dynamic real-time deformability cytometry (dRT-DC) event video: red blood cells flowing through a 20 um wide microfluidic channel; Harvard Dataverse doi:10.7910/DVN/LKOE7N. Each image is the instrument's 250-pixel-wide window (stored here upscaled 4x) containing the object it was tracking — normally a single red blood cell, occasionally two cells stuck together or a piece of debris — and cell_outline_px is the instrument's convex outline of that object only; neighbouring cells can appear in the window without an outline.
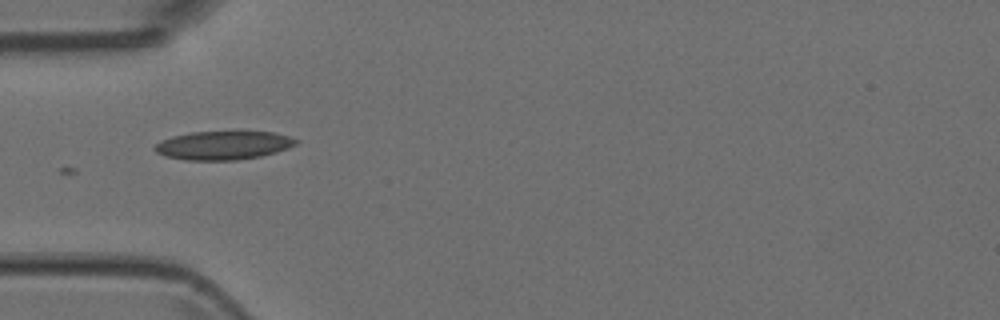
{"species": "Egyptian fruit bat (a non-hibernating species)", "species_latin": "Rousettus aegyptiacus", "temperature_condition": "room temperature", "stored_images_in_passage": 7, "camera_frame_rate_fps": 3000, "um_per_image_px": 0.085, "animal": {"sex": "female"}, "frame": {"image": 1, "passage_image": 4, "time_ms": 1.0, "image_size_px": [1000, 320], "cell_outline_px": [[300, 140], [296, 144], [288, 148], [276, 152], [260, 156], [236, 160], [184, 160], [164, 156], [156, 152], [152, 148], [160, 140], [172, 136], [192, 132], [276, 132]], "centroid_in_image_um": [18.96, 12.35], "position_along_channel_um": 66.0, "area_um2": 23.58}}
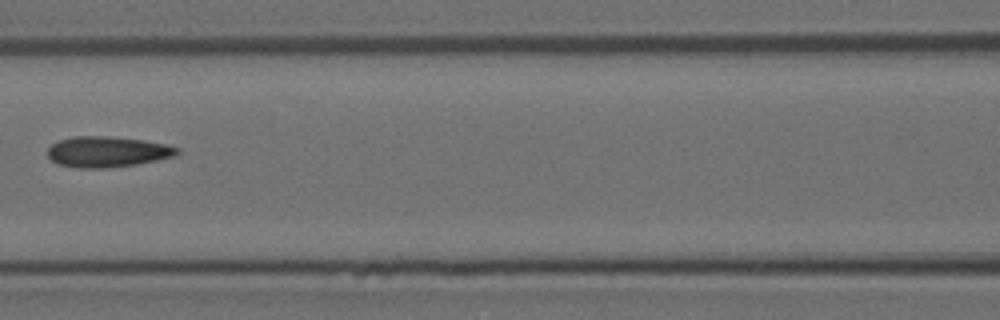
{"frame": {"image": 2, "passage_image": 6, "time_ms": 1.667, "image_size_px": [1000, 320], "cell_outline_px": [[180, 152], [176, 156], [136, 164], [104, 168], [80, 168], [60, 164], [52, 160], [48, 156], [48, 148], [52, 144], [60, 140], [72, 136], [108, 136], [144, 140], [164, 144], [180, 148]], "centroid_in_image_um": [9.14, 12.89], "position_along_channel_um": 157.5, "area_um2": 23.06}}
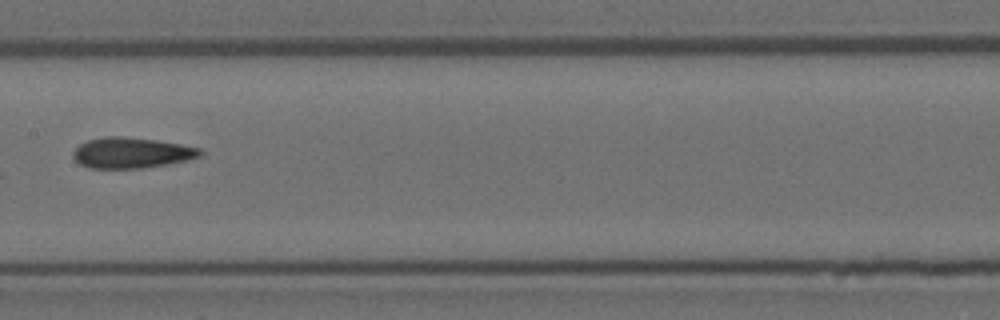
{"frame": {"image": 3, "passage_image": 7, "time_ms": 2.0, "image_size_px": [1000, 320], "cell_outline_px": [[204, 152], [200, 156], [188, 160], [168, 164], [140, 168], [92, 168], [80, 164], [72, 156], [72, 152], [80, 144], [88, 140], [104, 136], [120, 136], [156, 140], [180, 144], [200, 148]], "centroid_in_image_um": [11.18, 12.98], "position_along_channel_um": 196.2, "area_um2": 22.66}}